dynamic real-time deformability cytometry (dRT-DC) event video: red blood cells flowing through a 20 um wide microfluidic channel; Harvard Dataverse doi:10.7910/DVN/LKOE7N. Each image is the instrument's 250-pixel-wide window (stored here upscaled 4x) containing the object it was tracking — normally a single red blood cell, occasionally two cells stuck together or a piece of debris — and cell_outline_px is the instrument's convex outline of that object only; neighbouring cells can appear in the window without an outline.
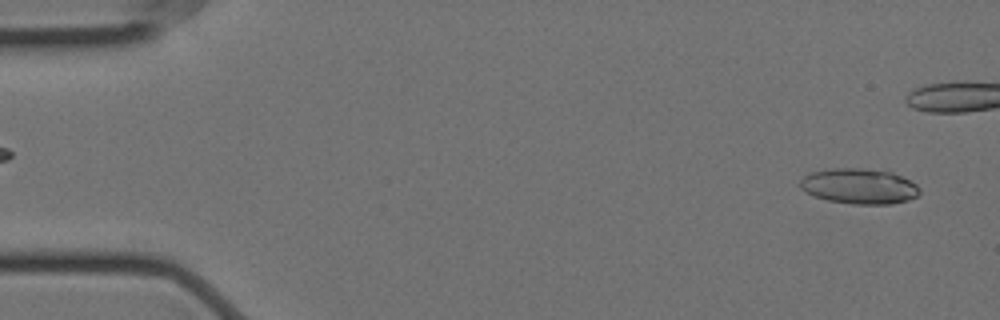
{"species": "Egyptian fruit bat (a non-hibernating species)", "species_latin": "Rousettus aegyptiacus", "temperature_condition": "cold", "stored_images_in_passage": 45, "camera_frame_rate_fps": 3000, "um_per_image_px": 0.085, "animal": {"sex": "female"}, "frame": {"image": 1, "passage_image": 2, "time_ms": 0.333, "image_size_px": [1000, 320], "cell_outline_px": [[920, 192], [916, 196], [908, 200], [892, 204], [852, 204], [828, 200], [812, 196], [800, 188], [800, 180], [804, 176], [812, 172], [832, 168], [864, 168], [892, 172], [916, 184], [920, 188]], "centroid_in_image_um": [73.02, 15.83], "position_along_channel_um": 12.0, "area_um2": 24.68}}
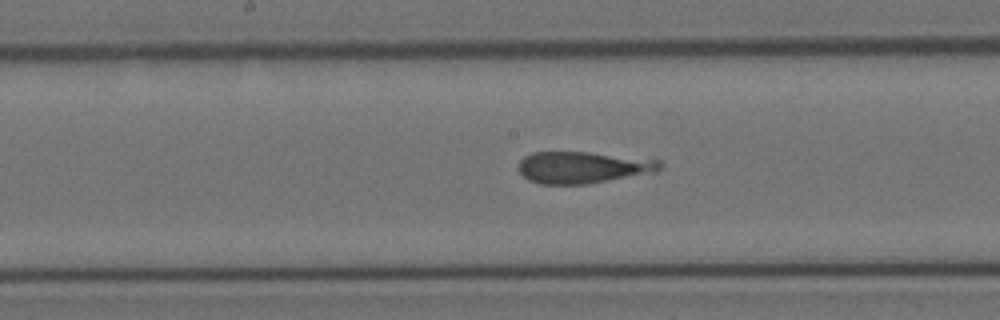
{"frame": {"image": 2, "passage_image": 28, "time_ms": 9.0, "image_size_px": [1000, 320], "cell_outline_px": [[664, 164], [656, 172], [588, 184], [540, 184], [528, 180], [516, 168], [520, 160], [524, 156], [532, 152], [588, 152], [660, 160]], "centroid_in_image_um": [49.52, 14.23], "position_along_channel_um": 198.7, "area_um2": 26.3}}
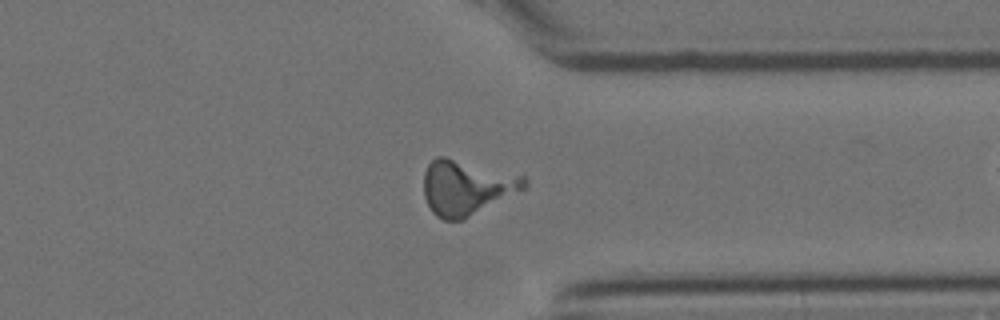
{"frame": {"image": 3, "passage_image": 43, "time_ms": 14.0, "image_size_px": [1000, 320], "cell_outline_px": [[528, 184], [524, 188], [464, 220], [444, 220], [436, 216], [432, 212], [424, 196], [424, 172], [428, 164], [436, 156], [444, 156], [528, 176]], "centroid_in_image_um": [39.66, 15.92], "position_along_channel_um": 371.7, "area_um2": 32.31}}